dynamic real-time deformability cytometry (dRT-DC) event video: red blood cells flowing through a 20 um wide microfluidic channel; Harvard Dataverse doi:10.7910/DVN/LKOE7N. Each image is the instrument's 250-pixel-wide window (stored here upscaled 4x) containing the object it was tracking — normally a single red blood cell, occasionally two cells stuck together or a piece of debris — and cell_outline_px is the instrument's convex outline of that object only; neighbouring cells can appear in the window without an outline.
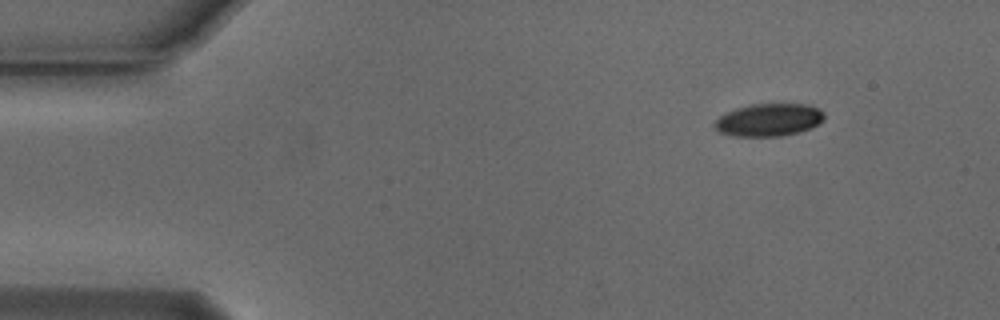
{"species": "Egyptian fruit bat (a non-hibernating species)", "species_latin": "Rousettus aegyptiacus", "temperature_condition": "cold", "stored_images_in_passage": 49, "camera_frame_rate_fps": 3000, "um_per_image_px": 0.085, "animal": {"sex": "male"}, "frame": {"image": 1, "passage_image": 1, "time_ms": 0.0, "image_size_px": [1000, 320], "cell_outline_px": [[824, 120], [812, 128], [800, 132], [784, 136], [732, 136], [720, 132], [712, 124], [720, 116], [736, 108], [752, 104], [808, 104], [820, 108], [824, 112]], "centroid_in_image_um": [65.39, 10.19], "position_along_channel_um": 19.6, "area_um2": 21.04}}
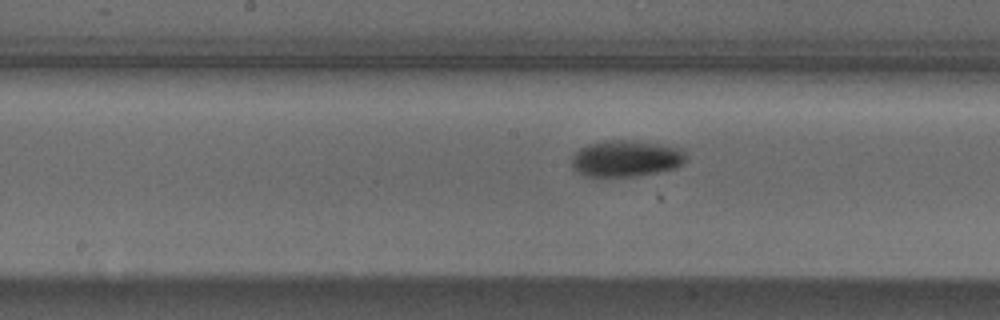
{"frame": {"image": 2, "passage_image": 22, "time_ms": 7.0, "image_size_px": [1000, 320], "cell_outline_px": [[684, 160], [676, 168], [636, 176], [584, 176], [576, 172], [572, 168], [572, 156], [580, 148], [588, 144], [612, 140], [624, 140], [656, 144], [684, 148]], "centroid_in_image_um": [53.17, 13.48], "position_along_channel_um": 195.0, "area_um2": 23.93}}
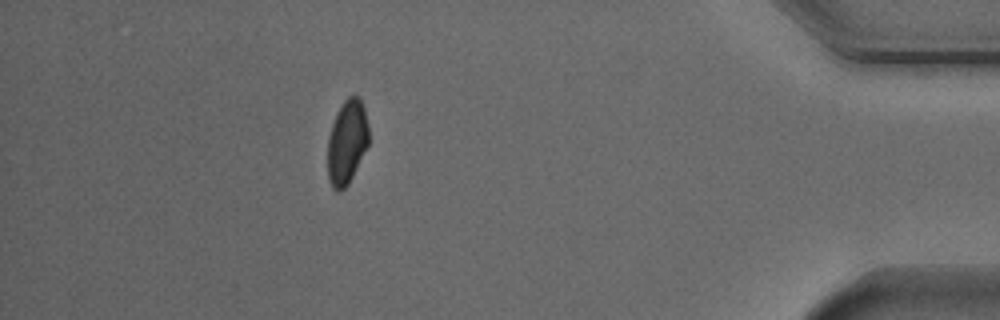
{"frame": {"image": 3, "passage_image": 43, "time_ms": 14.0, "image_size_px": [1000, 320], "cell_outline_px": [[368, 144], [348, 184], [340, 192], [336, 192], [332, 188], [328, 180], [328, 136], [336, 112], [344, 100], [348, 96], [360, 96], [364, 108], [368, 124]], "centroid_in_image_um": [29.47, 12.07], "position_along_channel_um": 405.7, "area_um2": 20.17}, "authors_computed_cell_mechanics": {"area_um2": 22.1374, "velocity_mm_per_s": 3.7568, "shape_relaxation_time_tau1_ms": 3.5442, "shape_relaxation_time_tau2_ms": null, "deformation_change_tau1": 0.122, "deformation_change_tau2": null}}